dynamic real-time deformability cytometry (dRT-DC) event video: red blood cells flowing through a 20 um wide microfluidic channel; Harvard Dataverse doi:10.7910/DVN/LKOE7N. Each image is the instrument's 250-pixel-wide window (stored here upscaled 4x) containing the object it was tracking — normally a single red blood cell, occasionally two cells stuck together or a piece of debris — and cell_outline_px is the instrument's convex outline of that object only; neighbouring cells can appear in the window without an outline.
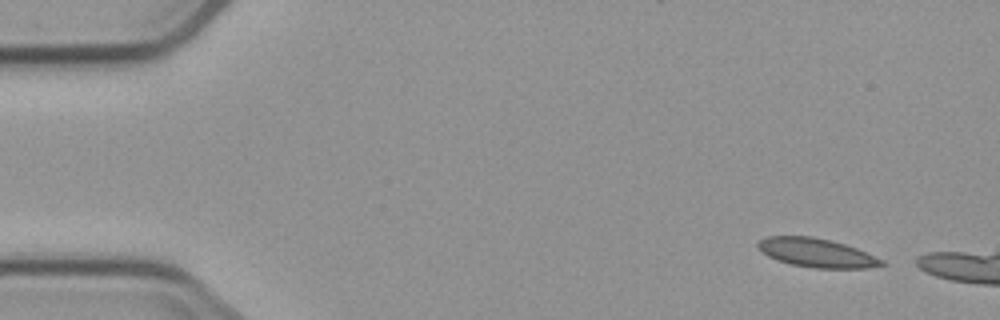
{"species": "common noctule bat (a hibernating species)", "species_latin": "Nyctalus noctula", "temperature_condition": "cold", "stored_images_in_passage": 3, "camera_frame_rate_fps": 3000, "um_per_image_px": 0.085, "animal": {"sex": "male", "body_mass_g": 23.1, "forearm_length_mm": 52.7}, "frame": {"image": 1, "passage_image": 1, "time_ms": 0.0, "image_size_px": [1000, 320], "cell_outline_px": [[888, 264], [868, 268], [816, 268], [792, 264], [776, 260], [768, 256], [756, 244], [760, 240], [768, 236], [812, 236], [844, 244], [856, 248], [884, 260]], "centroid_in_image_um": [69.44, 21.49], "position_along_channel_um": 15.6, "area_um2": 20.58}}